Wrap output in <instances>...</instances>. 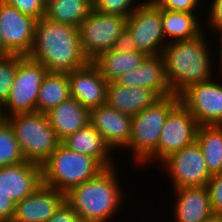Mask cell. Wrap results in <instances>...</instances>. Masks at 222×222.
<instances>
[{
    "instance_id": "cell-13",
    "label": "cell",
    "mask_w": 222,
    "mask_h": 222,
    "mask_svg": "<svg viewBox=\"0 0 222 222\" xmlns=\"http://www.w3.org/2000/svg\"><path fill=\"white\" fill-rule=\"evenodd\" d=\"M36 19L0 2V28L6 48L14 55L28 56L35 35Z\"/></svg>"
},
{
    "instance_id": "cell-7",
    "label": "cell",
    "mask_w": 222,
    "mask_h": 222,
    "mask_svg": "<svg viewBox=\"0 0 222 222\" xmlns=\"http://www.w3.org/2000/svg\"><path fill=\"white\" fill-rule=\"evenodd\" d=\"M47 69L27 56L17 59L16 75L10 94L1 106L4 118L36 111L40 85Z\"/></svg>"
},
{
    "instance_id": "cell-5",
    "label": "cell",
    "mask_w": 222,
    "mask_h": 222,
    "mask_svg": "<svg viewBox=\"0 0 222 222\" xmlns=\"http://www.w3.org/2000/svg\"><path fill=\"white\" fill-rule=\"evenodd\" d=\"M42 166V184L64 194L96 177L104 168L92 157L60 143Z\"/></svg>"
},
{
    "instance_id": "cell-12",
    "label": "cell",
    "mask_w": 222,
    "mask_h": 222,
    "mask_svg": "<svg viewBox=\"0 0 222 222\" xmlns=\"http://www.w3.org/2000/svg\"><path fill=\"white\" fill-rule=\"evenodd\" d=\"M214 81L192 85L180 95V102L199 126L222 125V84Z\"/></svg>"
},
{
    "instance_id": "cell-27",
    "label": "cell",
    "mask_w": 222,
    "mask_h": 222,
    "mask_svg": "<svg viewBox=\"0 0 222 222\" xmlns=\"http://www.w3.org/2000/svg\"><path fill=\"white\" fill-rule=\"evenodd\" d=\"M196 141L199 144L213 176L222 172V125L199 126Z\"/></svg>"
},
{
    "instance_id": "cell-18",
    "label": "cell",
    "mask_w": 222,
    "mask_h": 222,
    "mask_svg": "<svg viewBox=\"0 0 222 222\" xmlns=\"http://www.w3.org/2000/svg\"><path fill=\"white\" fill-rule=\"evenodd\" d=\"M42 184V166L30 161L0 167V191L15 203L31 195Z\"/></svg>"
},
{
    "instance_id": "cell-42",
    "label": "cell",
    "mask_w": 222,
    "mask_h": 222,
    "mask_svg": "<svg viewBox=\"0 0 222 222\" xmlns=\"http://www.w3.org/2000/svg\"><path fill=\"white\" fill-rule=\"evenodd\" d=\"M42 1L45 3V5H47L52 0H42Z\"/></svg>"
},
{
    "instance_id": "cell-22",
    "label": "cell",
    "mask_w": 222,
    "mask_h": 222,
    "mask_svg": "<svg viewBox=\"0 0 222 222\" xmlns=\"http://www.w3.org/2000/svg\"><path fill=\"white\" fill-rule=\"evenodd\" d=\"M61 143L72 151L94 158L104 169L114 167L116 163L113 162L115 161L114 158H111V148L91 123L70 135Z\"/></svg>"
},
{
    "instance_id": "cell-8",
    "label": "cell",
    "mask_w": 222,
    "mask_h": 222,
    "mask_svg": "<svg viewBox=\"0 0 222 222\" xmlns=\"http://www.w3.org/2000/svg\"><path fill=\"white\" fill-rule=\"evenodd\" d=\"M127 18L93 9L78 27L80 46L89 61L113 49L116 39L126 29Z\"/></svg>"
},
{
    "instance_id": "cell-19",
    "label": "cell",
    "mask_w": 222,
    "mask_h": 222,
    "mask_svg": "<svg viewBox=\"0 0 222 222\" xmlns=\"http://www.w3.org/2000/svg\"><path fill=\"white\" fill-rule=\"evenodd\" d=\"M174 192L175 222H202L213 215L206 186L177 188Z\"/></svg>"
},
{
    "instance_id": "cell-10",
    "label": "cell",
    "mask_w": 222,
    "mask_h": 222,
    "mask_svg": "<svg viewBox=\"0 0 222 222\" xmlns=\"http://www.w3.org/2000/svg\"><path fill=\"white\" fill-rule=\"evenodd\" d=\"M161 164L172 179L174 189L203 187L212 177L197 141L171 154Z\"/></svg>"
},
{
    "instance_id": "cell-41",
    "label": "cell",
    "mask_w": 222,
    "mask_h": 222,
    "mask_svg": "<svg viewBox=\"0 0 222 222\" xmlns=\"http://www.w3.org/2000/svg\"><path fill=\"white\" fill-rule=\"evenodd\" d=\"M4 120H5V118L3 116L2 108L0 106V123H2Z\"/></svg>"
},
{
    "instance_id": "cell-33",
    "label": "cell",
    "mask_w": 222,
    "mask_h": 222,
    "mask_svg": "<svg viewBox=\"0 0 222 222\" xmlns=\"http://www.w3.org/2000/svg\"><path fill=\"white\" fill-rule=\"evenodd\" d=\"M213 214L222 215V172L213 175L206 185Z\"/></svg>"
},
{
    "instance_id": "cell-25",
    "label": "cell",
    "mask_w": 222,
    "mask_h": 222,
    "mask_svg": "<svg viewBox=\"0 0 222 222\" xmlns=\"http://www.w3.org/2000/svg\"><path fill=\"white\" fill-rule=\"evenodd\" d=\"M69 98L68 74L65 72H47L40 85L36 111L46 114Z\"/></svg>"
},
{
    "instance_id": "cell-23",
    "label": "cell",
    "mask_w": 222,
    "mask_h": 222,
    "mask_svg": "<svg viewBox=\"0 0 222 222\" xmlns=\"http://www.w3.org/2000/svg\"><path fill=\"white\" fill-rule=\"evenodd\" d=\"M196 15L200 14L161 9L162 31L167 44L191 40L201 35L207 27L203 28Z\"/></svg>"
},
{
    "instance_id": "cell-24",
    "label": "cell",
    "mask_w": 222,
    "mask_h": 222,
    "mask_svg": "<svg viewBox=\"0 0 222 222\" xmlns=\"http://www.w3.org/2000/svg\"><path fill=\"white\" fill-rule=\"evenodd\" d=\"M147 55L142 51L121 53L114 49L105 51L91 62L108 81L138 67Z\"/></svg>"
},
{
    "instance_id": "cell-11",
    "label": "cell",
    "mask_w": 222,
    "mask_h": 222,
    "mask_svg": "<svg viewBox=\"0 0 222 222\" xmlns=\"http://www.w3.org/2000/svg\"><path fill=\"white\" fill-rule=\"evenodd\" d=\"M199 124L179 102L167 115L157 144L158 163L196 141Z\"/></svg>"
},
{
    "instance_id": "cell-34",
    "label": "cell",
    "mask_w": 222,
    "mask_h": 222,
    "mask_svg": "<svg viewBox=\"0 0 222 222\" xmlns=\"http://www.w3.org/2000/svg\"><path fill=\"white\" fill-rule=\"evenodd\" d=\"M46 222H82L78 213L65 200Z\"/></svg>"
},
{
    "instance_id": "cell-35",
    "label": "cell",
    "mask_w": 222,
    "mask_h": 222,
    "mask_svg": "<svg viewBox=\"0 0 222 222\" xmlns=\"http://www.w3.org/2000/svg\"><path fill=\"white\" fill-rule=\"evenodd\" d=\"M210 6L206 26H210L208 30L216 32L222 29V0H213Z\"/></svg>"
},
{
    "instance_id": "cell-40",
    "label": "cell",
    "mask_w": 222,
    "mask_h": 222,
    "mask_svg": "<svg viewBox=\"0 0 222 222\" xmlns=\"http://www.w3.org/2000/svg\"><path fill=\"white\" fill-rule=\"evenodd\" d=\"M202 222H222V215L213 214L211 217L203 220Z\"/></svg>"
},
{
    "instance_id": "cell-15",
    "label": "cell",
    "mask_w": 222,
    "mask_h": 222,
    "mask_svg": "<svg viewBox=\"0 0 222 222\" xmlns=\"http://www.w3.org/2000/svg\"><path fill=\"white\" fill-rule=\"evenodd\" d=\"M114 82L126 87H139L152 90L159 98L174 95L166 79L162 55H147L142 63Z\"/></svg>"
},
{
    "instance_id": "cell-28",
    "label": "cell",
    "mask_w": 222,
    "mask_h": 222,
    "mask_svg": "<svg viewBox=\"0 0 222 222\" xmlns=\"http://www.w3.org/2000/svg\"><path fill=\"white\" fill-rule=\"evenodd\" d=\"M26 161L14 131L5 119L0 123V167L12 166Z\"/></svg>"
},
{
    "instance_id": "cell-3",
    "label": "cell",
    "mask_w": 222,
    "mask_h": 222,
    "mask_svg": "<svg viewBox=\"0 0 222 222\" xmlns=\"http://www.w3.org/2000/svg\"><path fill=\"white\" fill-rule=\"evenodd\" d=\"M115 171V167L106 168L65 194V200L78 213L82 222H110L121 209L125 193Z\"/></svg>"
},
{
    "instance_id": "cell-4",
    "label": "cell",
    "mask_w": 222,
    "mask_h": 222,
    "mask_svg": "<svg viewBox=\"0 0 222 222\" xmlns=\"http://www.w3.org/2000/svg\"><path fill=\"white\" fill-rule=\"evenodd\" d=\"M180 102V96L160 97L139 114L132 116L131 135L126 149L133 160L148 165L157 160V144L168 113Z\"/></svg>"
},
{
    "instance_id": "cell-14",
    "label": "cell",
    "mask_w": 222,
    "mask_h": 222,
    "mask_svg": "<svg viewBox=\"0 0 222 222\" xmlns=\"http://www.w3.org/2000/svg\"><path fill=\"white\" fill-rule=\"evenodd\" d=\"M67 74L71 98L89 110L106 104L108 81L91 61Z\"/></svg>"
},
{
    "instance_id": "cell-32",
    "label": "cell",
    "mask_w": 222,
    "mask_h": 222,
    "mask_svg": "<svg viewBox=\"0 0 222 222\" xmlns=\"http://www.w3.org/2000/svg\"><path fill=\"white\" fill-rule=\"evenodd\" d=\"M159 8L168 11L199 13L201 0H152ZM198 11V12H197Z\"/></svg>"
},
{
    "instance_id": "cell-39",
    "label": "cell",
    "mask_w": 222,
    "mask_h": 222,
    "mask_svg": "<svg viewBox=\"0 0 222 222\" xmlns=\"http://www.w3.org/2000/svg\"><path fill=\"white\" fill-rule=\"evenodd\" d=\"M217 32V34L216 35H218V37H219V40H218V42H219V44H220V46H218L219 48H218V51H219V60H218V62L220 61V64H221V66L220 67H222V29H220V30H218V31H216ZM221 39V40H220Z\"/></svg>"
},
{
    "instance_id": "cell-1",
    "label": "cell",
    "mask_w": 222,
    "mask_h": 222,
    "mask_svg": "<svg viewBox=\"0 0 222 222\" xmlns=\"http://www.w3.org/2000/svg\"><path fill=\"white\" fill-rule=\"evenodd\" d=\"M48 72H72L89 60L81 46L78 28L43 16L35 24L34 43L27 56Z\"/></svg>"
},
{
    "instance_id": "cell-30",
    "label": "cell",
    "mask_w": 222,
    "mask_h": 222,
    "mask_svg": "<svg viewBox=\"0 0 222 222\" xmlns=\"http://www.w3.org/2000/svg\"><path fill=\"white\" fill-rule=\"evenodd\" d=\"M143 1L144 0H93V3L94 9L101 13L129 17Z\"/></svg>"
},
{
    "instance_id": "cell-29",
    "label": "cell",
    "mask_w": 222,
    "mask_h": 222,
    "mask_svg": "<svg viewBox=\"0 0 222 222\" xmlns=\"http://www.w3.org/2000/svg\"><path fill=\"white\" fill-rule=\"evenodd\" d=\"M21 55L0 57V106L7 100L16 75L17 59Z\"/></svg>"
},
{
    "instance_id": "cell-26",
    "label": "cell",
    "mask_w": 222,
    "mask_h": 222,
    "mask_svg": "<svg viewBox=\"0 0 222 222\" xmlns=\"http://www.w3.org/2000/svg\"><path fill=\"white\" fill-rule=\"evenodd\" d=\"M93 9V0H52L46 5L45 17L78 28Z\"/></svg>"
},
{
    "instance_id": "cell-6",
    "label": "cell",
    "mask_w": 222,
    "mask_h": 222,
    "mask_svg": "<svg viewBox=\"0 0 222 222\" xmlns=\"http://www.w3.org/2000/svg\"><path fill=\"white\" fill-rule=\"evenodd\" d=\"M12 127L26 161L42 165L61 143L47 114L35 111L5 118Z\"/></svg>"
},
{
    "instance_id": "cell-38",
    "label": "cell",
    "mask_w": 222,
    "mask_h": 222,
    "mask_svg": "<svg viewBox=\"0 0 222 222\" xmlns=\"http://www.w3.org/2000/svg\"><path fill=\"white\" fill-rule=\"evenodd\" d=\"M12 55V53L6 48L0 28V57H7Z\"/></svg>"
},
{
    "instance_id": "cell-20",
    "label": "cell",
    "mask_w": 222,
    "mask_h": 222,
    "mask_svg": "<svg viewBox=\"0 0 222 222\" xmlns=\"http://www.w3.org/2000/svg\"><path fill=\"white\" fill-rule=\"evenodd\" d=\"M46 114L60 142L90 123V110L71 97Z\"/></svg>"
},
{
    "instance_id": "cell-2",
    "label": "cell",
    "mask_w": 222,
    "mask_h": 222,
    "mask_svg": "<svg viewBox=\"0 0 222 222\" xmlns=\"http://www.w3.org/2000/svg\"><path fill=\"white\" fill-rule=\"evenodd\" d=\"M203 34L191 40L170 42L162 51L166 79L174 95L180 96L190 86L212 79L215 58Z\"/></svg>"
},
{
    "instance_id": "cell-37",
    "label": "cell",
    "mask_w": 222,
    "mask_h": 222,
    "mask_svg": "<svg viewBox=\"0 0 222 222\" xmlns=\"http://www.w3.org/2000/svg\"><path fill=\"white\" fill-rule=\"evenodd\" d=\"M113 49L121 53L137 51L134 38L127 29L116 39Z\"/></svg>"
},
{
    "instance_id": "cell-36",
    "label": "cell",
    "mask_w": 222,
    "mask_h": 222,
    "mask_svg": "<svg viewBox=\"0 0 222 222\" xmlns=\"http://www.w3.org/2000/svg\"><path fill=\"white\" fill-rule=\"evenodd\" d=\"M15 212V202L0 191V222H11Z\"/></svg>"
},
{
    "instance_id": "cell-21",
    "label": "cell",
    "mask_w": 222,
    "mask_h": 222,
    "mask_svg": "<svg viewBox=\"0 0 222 222\" xmlns=\"http://www.w3.org/2000/svg\"><path fill=\"white\" fill-rule=\"evenodd\" d=\"M158 99L159 97L150 89L108 82L106 104L121 113L135 116Z\"/></svg>"
},
{
    "instance_id": "cell-9",
    "label": "cell",
    "mask_w": 222,
    "mask_h": 222,
    "mask_svg": "<svg viewBox=\"0 0 222 222\" xmlns=\"http://www.w3.org/2000/svg\"><path fill=\"white\" fill-rule=\"evenodd\" d=\"M126 29L134 38L138 51L146 55H162L167 41L162 31L161 8L152 0H144L127 18Z\"/></svg>"
},
{
    "instance_id": "cell-16",
    "label": "cell",
    "mask_w": 222,
    "mask_h": 222,
    "mask_svg": "<svg viewBox=\"0 0 222 222\" xmlns=\"http://www.w3.org/2000/svg\"><path fill=\"white\" fill-rule=\"evenodd\" d=\"M65 201V194L41 184L31 195L15 203L11 222H46Z\"/></svg>"
},
{
    "instance_id": "cell-31",
    "label": "cell",
    "mask_w": 222,
    "mask_h": 222,
    "mask_svg": "<svg viewBox=\"0 0 222 222\" xmlns=\"http://www.w3.org/2000/svg\"><path fill=\"white\" fill-rule=\"evenodd\" d=\"M4 3L18 9L22 14L36 20L45 16L46 5L42 0H2Z\"/></svg>"
},
{
    "instance_id": "cell-17",
    "label": "cell",
    "mask_w": 222,
    "mask_h": 222,
    "mask_svg": "<svg viewBox=\"0 0 222 222\" xmlns=\"http://www.w3.org/2000/svg\"><path fill=\"white\" fill-rule=\"evenodd\" d=\"M131 122L132 116L121 113L107 104L90 110L91 125L100 132L112 151L118 148L124 150L128 145Z\"/></svg>"
}]
</instances>
